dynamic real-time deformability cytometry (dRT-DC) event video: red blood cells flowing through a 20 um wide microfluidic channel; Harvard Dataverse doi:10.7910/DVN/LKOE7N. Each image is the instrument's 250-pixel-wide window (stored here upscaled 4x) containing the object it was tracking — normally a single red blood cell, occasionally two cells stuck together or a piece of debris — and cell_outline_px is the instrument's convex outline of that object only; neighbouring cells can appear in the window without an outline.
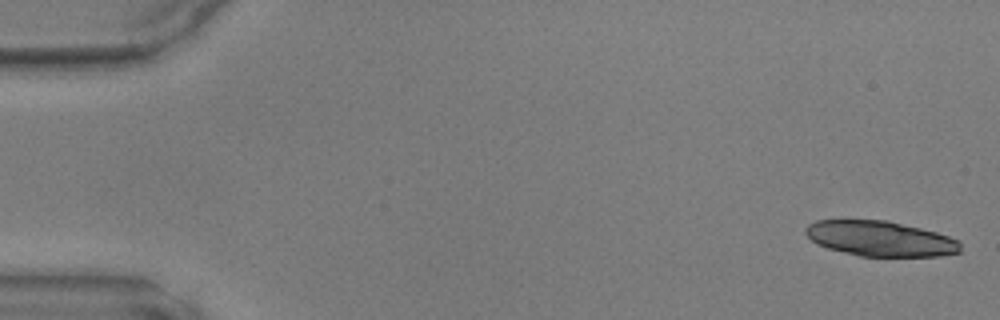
{"species": "common noctule bat (a hibernating species)", "species_latin": "Nyctalus noctula", "temperature_condition": "warm", "stored_images_in_passage": 36, "camera_frame_rate_fps": 3000, "um_per_image_px": 0.085, "animal": {"sex": "male", "body_mass_g": 17.9, "forearm_length_mm": 54.2}, "frame": {"image": 1, "passage_image": 1, "time_ms": 0.0, "image_size_px": [1000, 320], "cell_outline_px": [[960, 252], [940, 256], [860, 256], [828, 248], [816, 244], [804, 232], [804, 228], [808, 224], [816, 220], [888, 220], [936, 232], [960, 240]], "centroid_in_image_um": [74.81, 20.28], "position_along_channel_um": 10.2, "area_um2": 31.79}}
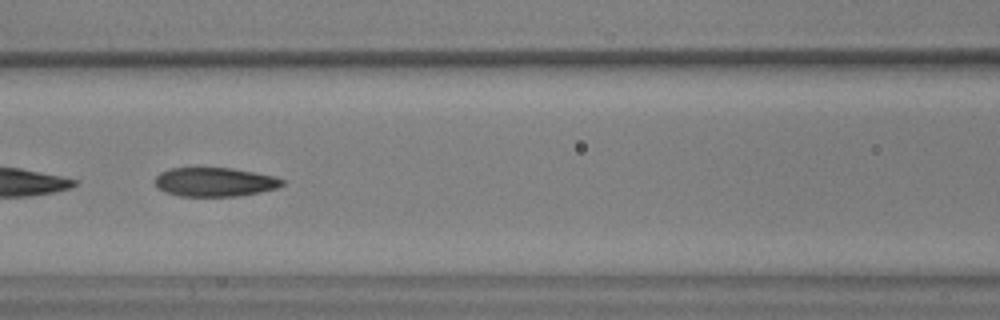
{"frame": {"image": 2, "passage_image": 21, "time_ms": 6.667, "image_size_px": [1000, 320], "cell_outline_px": [[284, 184], [276, 188], [236, 196], [180, 196], [164, 192], [156, 188], [152, 180], [160, 172], [168, 168], [232, 168], [272, 176], [284, 180]], "centroid_in_image_um": [18.14, 15.47], "position_along_channel_um": 148.5, "area_um2": 21.44}}